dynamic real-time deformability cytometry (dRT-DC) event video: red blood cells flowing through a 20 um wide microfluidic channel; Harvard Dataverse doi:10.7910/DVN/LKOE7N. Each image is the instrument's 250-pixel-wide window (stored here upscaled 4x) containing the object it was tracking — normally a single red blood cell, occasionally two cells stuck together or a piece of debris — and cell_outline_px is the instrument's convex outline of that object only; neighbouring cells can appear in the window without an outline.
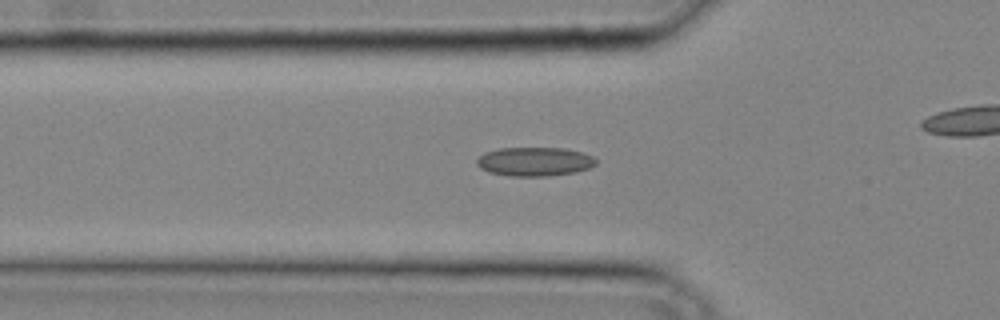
{"species": "common noctule bat (a hibernating species)", "species_latin": "Nyctalus noctula", "temperature_condition": "cold", "stored_images_in_passage": 28, "camera_frame_rate_fps": 3000, "um_per_image_px": 0.085, "animal": {"sex": "male", "body_mass_g": 20.4}, "frame": {"image": 1, "passage_image": 11, "time_ms": 3.333, "image_size_px": [1000, 320], "cell_outline_px": [[596, 164], [588, 168], [576, 172], [548, 176], [508, 176], [488, 172], [480, 168], [476, 164], [476, 160], [484, 152], [500, 148], [564, 148], [580, 152], [592, 156], [596, 160]], "centroid_in_image_um": [45.4, 13.74], "position_along_channel_um": 80.4, "area_um2": 20.11}}
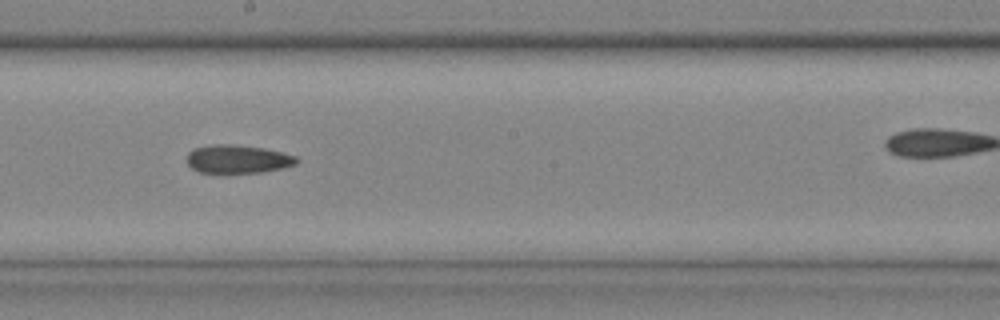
{"frame": {"image": 2, "passage_image": 19, "time_ms": 6.0, "image_size_px": [1000, 320], "cell_outline_px": [[300, 160], [296, 164], [280, 168], [260, 172], [200, 172], [192, 168], [188, 164], [188, 152], [192, 148], [212, 144], [232, 144], [264, 148], [296, 156]], "centroid_in_image_um": [20.19, 13.5], "position_along_channel_um": 228.0, "area_um2": 17.92}}
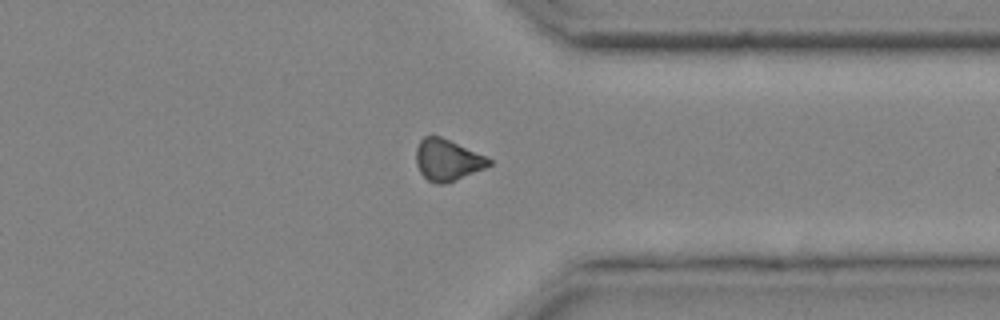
{"frame": {"image": 3, "passage_image": 27, "time_ms": 8.667, "image_size_px": [1000, 320], "cell_outline_px": [[492, 164], [484, 168], [444, 184], [436, 184], [428, 180], [420, 172], [416, 164], [416, 148], [420, 140], [424, 136], [440, 136], [484, 156], [492, 160]], "centroid_in_image_um": [37.99, 13.6], "position_along_channel_um": 373.4, "area_um2": 17.22}}